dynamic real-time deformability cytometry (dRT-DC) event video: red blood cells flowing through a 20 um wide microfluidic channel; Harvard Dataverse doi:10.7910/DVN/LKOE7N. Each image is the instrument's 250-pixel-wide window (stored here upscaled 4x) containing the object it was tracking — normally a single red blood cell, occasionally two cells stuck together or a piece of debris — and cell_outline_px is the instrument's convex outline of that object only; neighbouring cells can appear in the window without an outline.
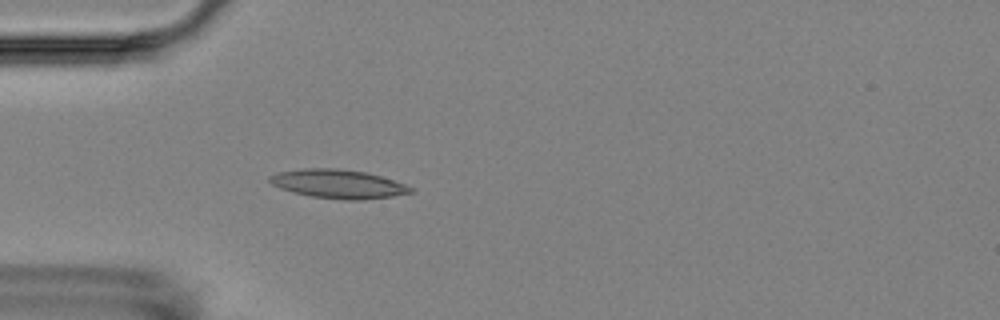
{"species": "Egyptian fruit bat (a non-hibernating species)", "species_latin": "Rousettus aegyptiacus", "temperature_condition": "room temperature", "stored_images_in_passage": 4, "camera_frame_rate_fps": 3000, "um_per_image_px": 0.085, "animal": {"sex": "female"}, "frame": {"image": 1, "passage_image": 4, "time_ms": 3.333, "image_size_px": [1000, 320], "cell_outline_px": [[416, 192], [392, 196], [360, 200], [344, 200], [312, 196], [292, 192], [280, 188], [272, 184], [268, 180], [268, 176], [276, 172], [304, 168], [336, 168], [364, 172], [380, 176], [416, 188]], "centroid_in_image_um": [28.74, 15.63], "position_along_channel_um": 56.3, "area_um2": 23.7}}